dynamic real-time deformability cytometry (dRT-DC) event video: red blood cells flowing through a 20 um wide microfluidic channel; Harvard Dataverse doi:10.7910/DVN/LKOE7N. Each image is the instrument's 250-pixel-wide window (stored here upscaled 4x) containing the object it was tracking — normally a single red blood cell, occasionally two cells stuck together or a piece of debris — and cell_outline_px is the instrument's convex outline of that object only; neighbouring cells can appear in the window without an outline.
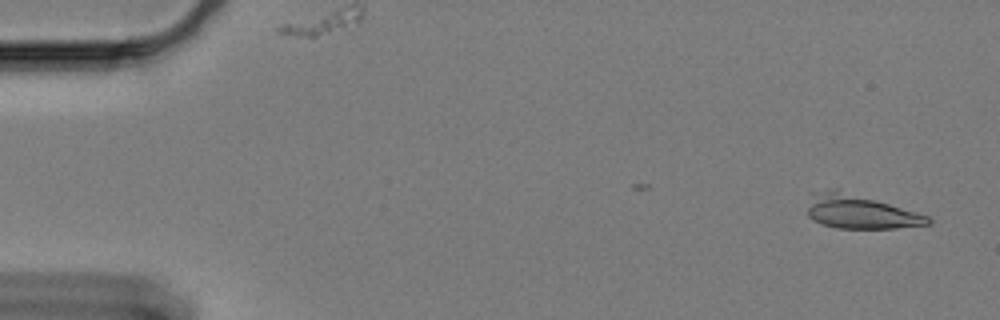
{"species": "Egyptian fruit bat (a non-hibernating species)", "species_latin": "Rousettus aegyptiacus", "temperature_condition": "cold", "stored_images_in_passage": 51, "camera_frame_rate_fps": 3000, "um_per_image_px": 0.085, "animal": {"sex": "female"}, "frame": {"image": 1, "passage_image": 2, "time_ms": 0.333, "image_size_px": [1000, 320], "cell_outline_px": [[932, 224], [896, 228], [836, 228], [812, 220], [808, 216], [808, 208], [812, 192], [828, 188], [836, 188], [916, 212], [928, 216], [932, 220]], "centroid_in_image_um": [73.07, 17.99], "position_along_channel_um": 11.9, "area_um2": 23.7}}